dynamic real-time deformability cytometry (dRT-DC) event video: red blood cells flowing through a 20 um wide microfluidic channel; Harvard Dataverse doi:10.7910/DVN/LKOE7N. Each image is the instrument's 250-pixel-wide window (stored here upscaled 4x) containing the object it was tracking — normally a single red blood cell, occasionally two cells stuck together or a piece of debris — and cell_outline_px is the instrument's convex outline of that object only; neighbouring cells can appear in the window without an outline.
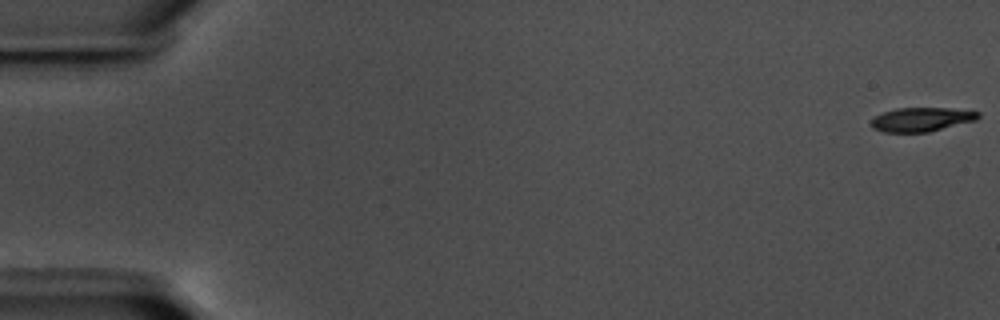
{"species": "common noctule bat (a hibernating species)", "species_latin": "Nyctalus noctula", "temperature_condition": "warm", "stored_images_in_passage": 58, "camera_frame_rate_fps": 3000, "um_per_image_px": 0.085, "animal": {"sex": "male", "body_mass_g": 17.5, "forearm_length_mm": 52.3}, "frame": {"image": 1, "passage_image": 1, "time_ms": 0.0, "image_size_px": [1000, 320], "cell_outline_px": [[980, 116], [976, 120], [928, 132], [884, 132], [872, 128], [868, 124], [876, 116], [884, 112], [896, 108], [948, 108], [980, 112]], "centroid_in_image_um": [78.3, 10.15], "position_along_channel_um": 6.7, "area_um2": 14.91}}
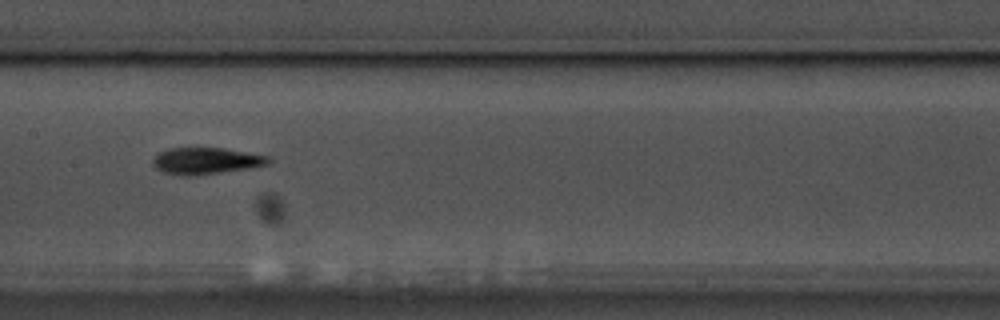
{"frame": {"image": 2, "passage_image": 30, "time_ms": 9.667, "image_size_px": [1000, 320], "cell_outline_px": [[272, 160], [268, 164], [248, 168], [196, 176], [180, 176], [164, 172], [156, 168], [152, 164], [152, 160], [160, 152], [172, 148], [224, 148], [268, 156]], "centroid_in_image_um": [17.5, 13.68], "position_along_channel_um": 189.9, "area_um2": 17.86}}
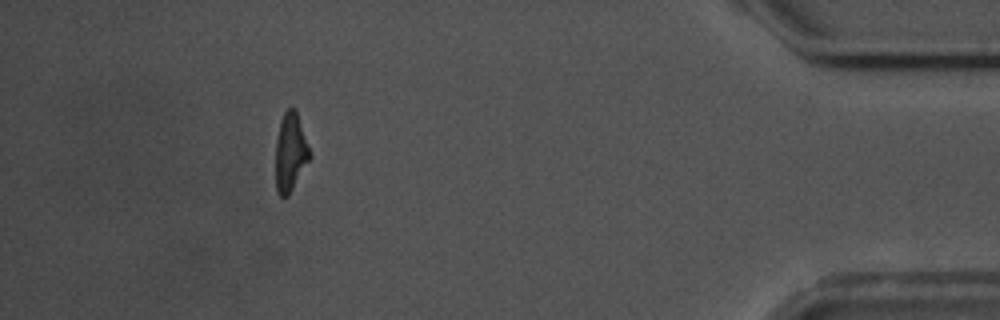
{"frame": {"image": 3, "passage_image": 53, "time_ms": 17.333, "image_size_px": [1000, 320], "cell_outline_px": [[312, 156], [288, 196], [280, 196], [276, 188], [276, 140], [280, 120], [284, 112], [288, 108], [296, 108]], "centroid_in_image_um": [24.69, 12.91], "position_along_channel_um": 410.5, "area_um2": 15.61}, "authors_computed_cell_mechanics": {"area_um2": 16.6753, "velocity_mm_per_s": 3.5901, "shape_relaxation_time_tau1_ms": 4.2921, "shape_relaxation_time_tau2_ms": 3.795, "deformation_change_tau1": 0.1669, "deformation_change_tau2": 0.1284}}